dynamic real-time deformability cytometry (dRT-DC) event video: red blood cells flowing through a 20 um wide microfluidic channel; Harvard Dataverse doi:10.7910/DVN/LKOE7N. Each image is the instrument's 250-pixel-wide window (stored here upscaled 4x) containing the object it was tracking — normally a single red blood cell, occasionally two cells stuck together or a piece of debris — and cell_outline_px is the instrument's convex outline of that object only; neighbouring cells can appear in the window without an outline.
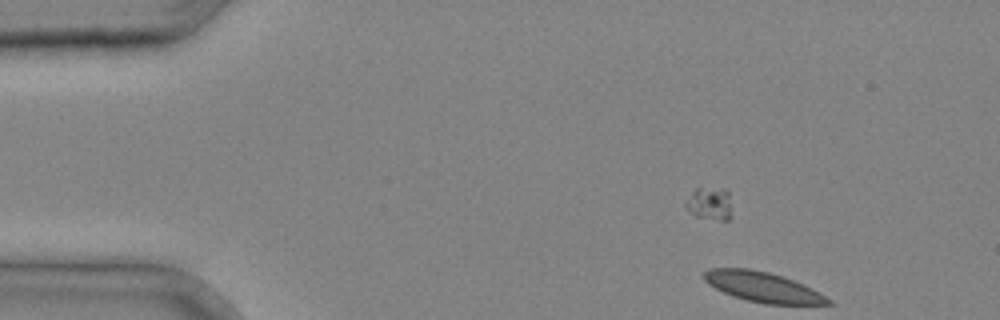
{"species": "common noctule bat (a hibernating species)", "species_latin": "Nyctalus noctula", "temperature_condition": "cold", "stored_images_in_passage": 6, "camera_frame_rate_fps": 3000, "um_per_image_px": 0.085, "animal": {"sex": "male", "body_mass_g": 20.4}, "frame": {"image": 1, "passage_image": 6, "time_ms": 1.667, "image_size_px": [1000, 320], "cell_outline_px": [[836, 304], [764, 304], [732, 296], [708, 284], [704, 280], [704, 272], [708, 268], [748, 268], [768, 272], [784, 276], [804, 284], [820, 292], [832, 300]], "centroid_in_image_um": [64.87, 24.39], "position_along_channel_um": 20.1, "area_um2": 21.85}}